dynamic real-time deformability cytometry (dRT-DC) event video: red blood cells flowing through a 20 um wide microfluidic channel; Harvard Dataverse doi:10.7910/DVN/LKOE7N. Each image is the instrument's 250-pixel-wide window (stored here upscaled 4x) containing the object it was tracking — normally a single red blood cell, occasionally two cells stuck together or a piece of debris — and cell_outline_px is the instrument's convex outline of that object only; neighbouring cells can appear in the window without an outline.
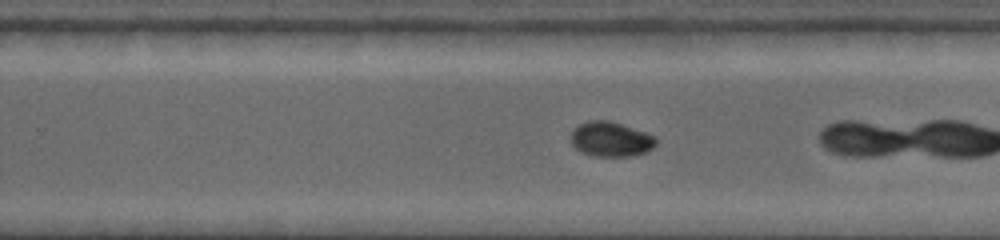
{"species": "common noctule bat (a hibernating species)", "species_latin": "Nyctalus noctula", "temperature_condition": "warm", "stored_images_in_passage": 35, "camera_frame_rate_fps": 4500, "um_per_image_px": 0.085, "animal": {"sex": "female", "body_mass_g": 19.0, "forearm_length_mm": 53.3}, "frame": {"image": 1, "passage_image": 25, "time_ms": 6.222, "image_size_px": [1000, 240], "cell_outline_px": [[656, 144], [648, 152], [632, 156], [596, 156], [580, 152], [568, 140], [568, 136], [580, 124], [588, 120], [608, 120], [656, 136]], "centroid_in_image_um": [51.89, 11.84], "position_along_channel_um": 277.9, "area_um2": 17.34}, "authors_computed_cell_mechanics": {"area_um2": 17.8602, "velocity_mm_per_s": 3.8582, "shape_relaxation_time_tau1_ms": 8.8164, "shape_relaxation_time_tau2_ms": null, "deformation_change_tau1": 0.1847, "deformation_change_tau2": null}}